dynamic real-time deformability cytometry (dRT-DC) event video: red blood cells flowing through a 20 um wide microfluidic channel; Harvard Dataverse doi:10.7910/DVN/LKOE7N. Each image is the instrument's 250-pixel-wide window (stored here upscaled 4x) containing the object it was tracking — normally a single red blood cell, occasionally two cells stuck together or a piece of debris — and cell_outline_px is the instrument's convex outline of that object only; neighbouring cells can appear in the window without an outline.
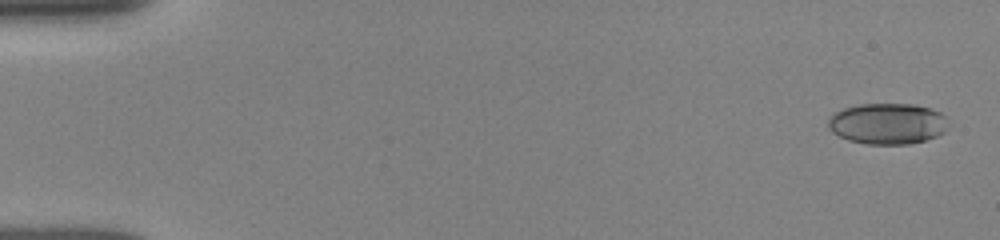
{"species": "human", "species_latin": "Homo sapiens", "temperature_condition": "room temperature", "stored_images_in_passage": 15, "camera_frame_rate_fps": 3000, "um_per_image_px": 0.085, "donor": {"sex": "female"}, "frame": {"image": 1, "passage_image": 1, "time_ms": 0.0, "image_size_px": [1000, 240], "cell_outline_px": [[944, 132], [936, 136], [924, 140], [908, 144], [864, 144], [848, 140], [832, 132], [828, 128], [828, 120], [836, 112], [844, 108], [860, 104], [912, 104], [928, 108], [940, 112], [944, 116]], "centroid_in_image_um": [75.38, 10.51], "position_along_channel_um": 9.6, "area_um2": 28.32}}
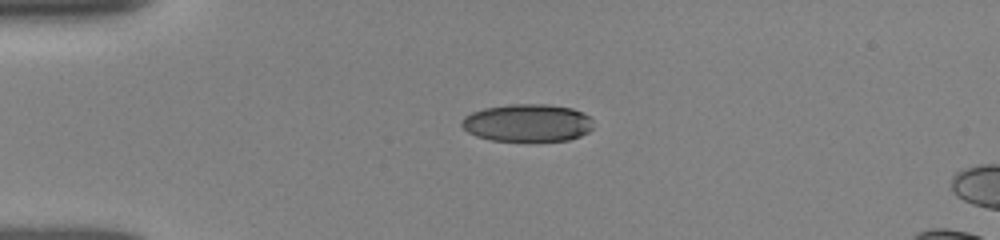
{"frame": {"image": 2, "passage_image": 10, "time_ms": 3.667, "image_size_px": [1000, 240], "cell_outline_px": [[592, 128], [588, 132], [580, 136], [568, 140], [492, 140], [476, 136], [468, 132], [460, 124], [464, 116], [472, 112], [484, 108], [512, 104], [544, 104], [572, 108], [584, 112], [592, 120]], "centroid_in_image_um": [44.83, 10.43], "position_along_channel_um": 40.2, "area_um2": 28.67}}